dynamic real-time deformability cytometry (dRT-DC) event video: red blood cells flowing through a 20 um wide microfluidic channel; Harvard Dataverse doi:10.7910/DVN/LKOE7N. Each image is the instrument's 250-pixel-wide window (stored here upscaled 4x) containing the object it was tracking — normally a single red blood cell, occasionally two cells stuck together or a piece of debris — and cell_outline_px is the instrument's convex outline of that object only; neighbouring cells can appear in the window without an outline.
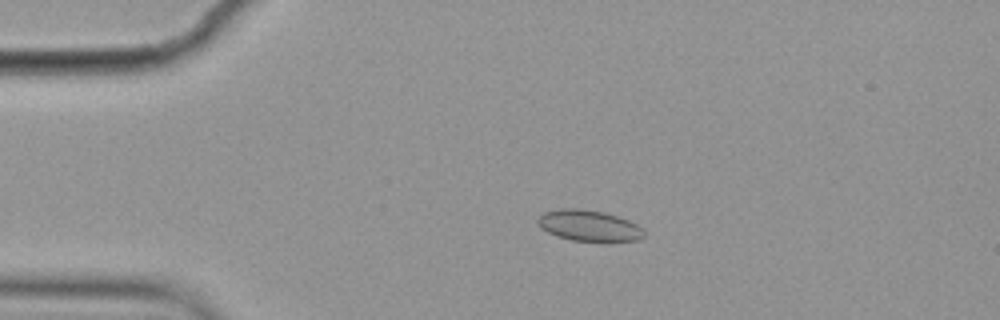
{"species": "common noctule bat (a hibernating species)", "species_latin": "Nyctalus noctula", "temperature_condition": "cold", "stored_images_in_passage": 3, "camera_frame_rate_fps": 3000, "um_per_image_px": 0.085, "animal": {"sex": "female", "body_mass_g": 19.9}, "frame": {"image": 1, "passage_image": 1, "time_ms": 0.0, "image_size_px": [1000, 320], "cell_outline_px": [[644, 236], [640, 240], [604, 244], [572, 240], [556, 236], [540, 228], [536, 220], [544, 212], [560, 208], [580, 208], [604, 212], [628, 220], [644, 228]], "centroid_in_image_um": [50.1, 19.22], "position_along_channel_um": 34.9, "area_um2": 20.0}}
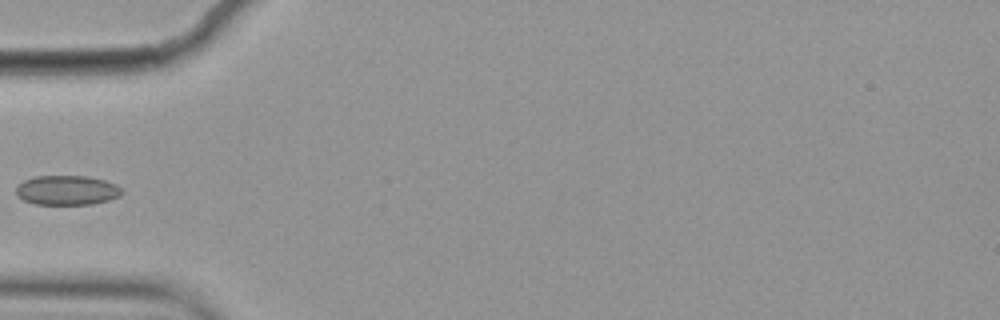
{"frame": {"image": 2, "passage_image": 2, "time_ms": 0.333, "image_size_px": [1000, 320], "cell_outline_px": [[124, 192], [120, 196], [108, 200], [92, 204], [36, 204], [24, 200], [16, 196], [16, 184], [24, 180], [36, 176], [88, 176], [104, 180], [116, 184]], "centroid_in_image_um": [5.68, 16.16], "position_along_channel_um": 79.3, "area_um2": 18.32}}
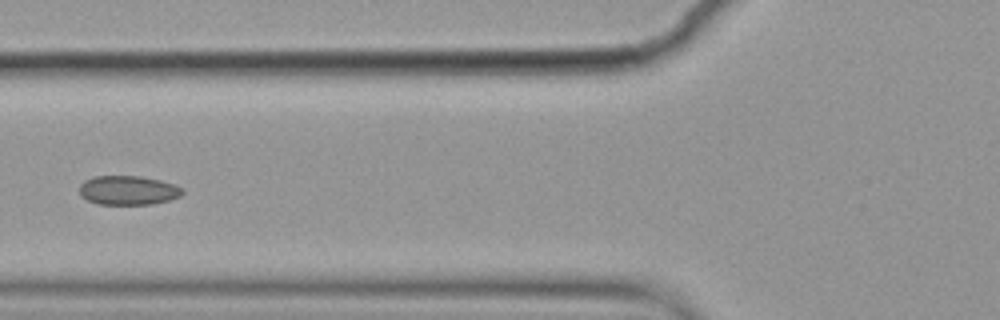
{"frame": {"image": 3, "passage_image": 3, "time_ms": 0.667, "image_size_px": [1000, 320], "cell_outline_px": [[184, 192], [180, 196], [168, 200], [152, 204], [96, 204], [80, 196], [80, 184], [84, 180], [92, 176], [140, 176], [160, 180], [176, 184], [184, 188]], "centroid_in_image_um": [10.89, 16.17], "position_along_channel_um": 114.9, "area_um2": 17.69}}